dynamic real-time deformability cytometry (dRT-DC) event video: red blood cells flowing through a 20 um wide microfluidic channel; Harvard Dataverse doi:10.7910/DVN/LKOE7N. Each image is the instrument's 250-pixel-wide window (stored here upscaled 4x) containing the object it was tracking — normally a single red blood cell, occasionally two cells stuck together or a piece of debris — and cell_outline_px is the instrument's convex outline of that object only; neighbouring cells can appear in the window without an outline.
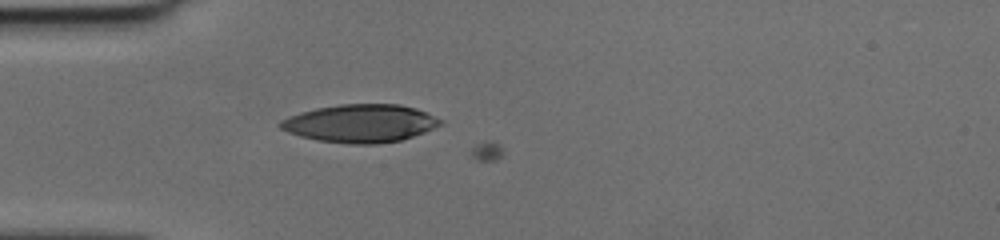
{"species": "human", "species_latin": "Homo sapiens", "temperature_condition": "cold", "stored_images_in_passage": 5, "camera_frame_rate_fps": 3000, "um_per_image_px": 0.085, "donor": {"sex": "female"}, "frame": {"image": 1, "passage_image": 2, "time_ms": 0.333, "image_size_px": [1000, 240], "cell_outline_px": [[444, 120], [440, 124], [424, 132], [400, 140], [376, 144], [352, 144], [320, 140], [300, 136], [288, 132], [280, 128], [280, 120], [288, 116], [300, 112], [316, 108], [340, 104], [400, 104], [416, 108]], "centroid_in_image_um": [30.62, 10.47], "position_along_channel_um": 54.4, "area_um2": 35.2}}